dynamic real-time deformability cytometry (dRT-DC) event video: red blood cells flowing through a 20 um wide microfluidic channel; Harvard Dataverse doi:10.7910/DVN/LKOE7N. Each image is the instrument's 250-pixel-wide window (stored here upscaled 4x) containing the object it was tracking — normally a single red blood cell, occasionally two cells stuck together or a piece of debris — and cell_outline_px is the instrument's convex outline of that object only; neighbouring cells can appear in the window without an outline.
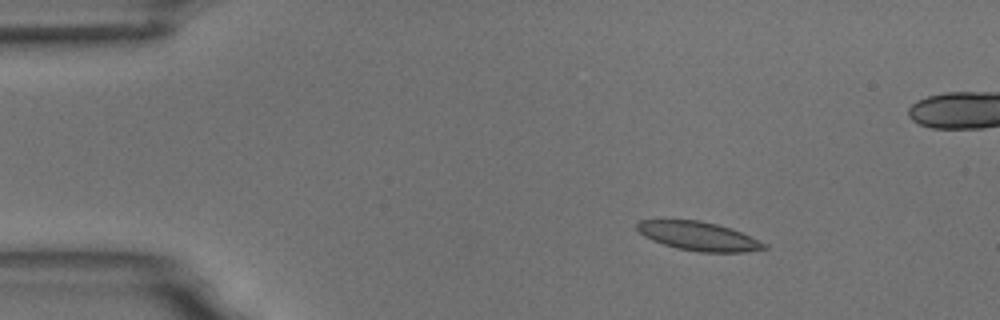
{"species": "common noctule bat (a hibernating species)", "species_latin": "Nyctalus noctula", "temperature_condition": "room temperature", "stored_images_in_passage": 5, "camera_frame_rate_fps": 3000, "um_per_image_px": 0.085, "animal": {"sex": "male", "body_mass_g": 18.8}, "frame": {"image": 1, "passage_image": 2, "time_ms": 1.333, "image_size_px": [1000, 320], "cell_outline_px": [[768, 248], [744, 252], [700, 252], [676, 248], [652, 240], [644, 236], [636, 228], [636, 224], [640, 220], [700, 220], [732, 228], [768, 244]], "centroid_in_image_um": [59.4, 20.07], "position_along_channel_um": 25.6, "area_um2": 21.33}}